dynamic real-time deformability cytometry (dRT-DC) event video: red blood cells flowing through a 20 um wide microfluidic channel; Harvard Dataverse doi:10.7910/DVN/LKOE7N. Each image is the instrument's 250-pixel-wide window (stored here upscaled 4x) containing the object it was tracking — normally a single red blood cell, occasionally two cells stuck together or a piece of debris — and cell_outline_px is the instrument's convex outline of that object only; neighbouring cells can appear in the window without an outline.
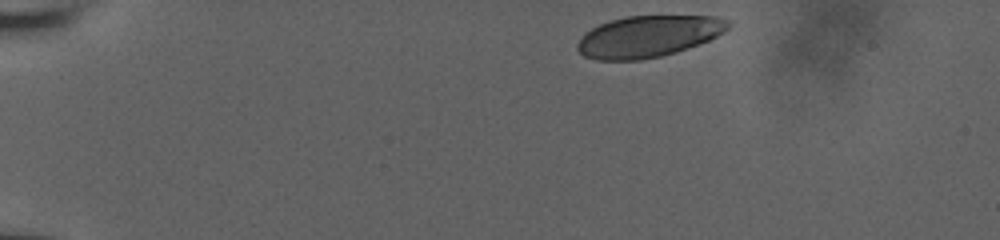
{"species": "human", "species_latin": "Homo sapiens", "temperature_condition": "room temperature", "stored_images_in_passage": 39, "camera_frame_rate_fps": 3000, "um_per_image_px": 0.085, "donor": {"sex": "male"}, "frame": {"image": 1, "passage_image": 1, "time_ms": 0.0, "image_size_px": [1000, 240], "cell_outline_px": [[732, 24], [724, 32], [708, 40], [676, 52], [660, 56], [640, 60], [596, 60], [584, 56], [576, 48], [576, 44], [584, 32], [600, 24], [624, 16], [720, 16], [732, 20]], "centroid_in_image_um": [55.12, 3.08], "position_along_channel_um": 29.9, "area_um2": 36.59}}
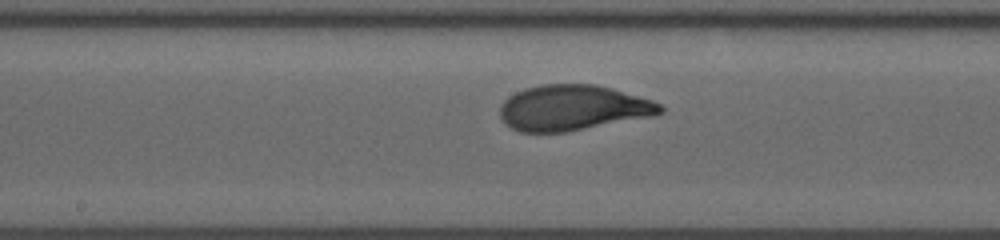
{"frame": {"image": 2, "passage_image": 22, "time_ms": 7.0, "image_size_px": [1000, 240], "cell_outline_px": [[664, 112], [656, 116], [564, 132], [520, 132], [512, 128], [500, 116], [500, 104], [508, 96], [524, 88], [540, 84], [596, 84], [612, 88], [652, 100], [660, 104], [664, 108]], "centroid_in_image_um": [48.71, 9.15], "position_along_channel_um": 199.5, "area_um2": 42.66}}
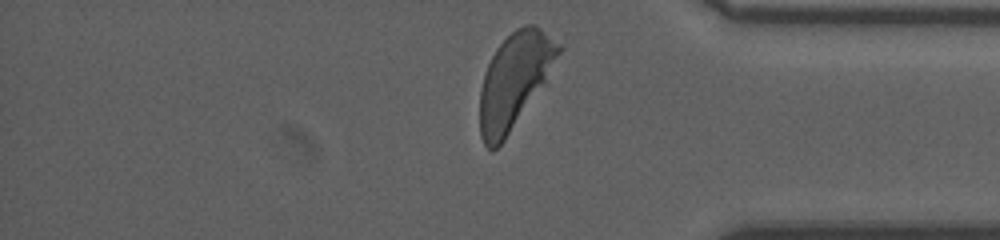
{"frame": {"image": 3, "passage_image": 38, "time_ms": 12.333, "image_size_px": [1000, 240], "cell_outline_px": [[560, 52], [544, 84], [504, 140], [492, 152], [484, 144], [480, 136], [480, 92], [484, 76], [488, 64], [496, 48], [516, 28], [524, 24], [536, 24], [560, 44]], "centroid_in_image_um": [43.72, 6.84], "position_along_channel_um": 391.5, "area_um2": 42.83}, "authors_computed_cell_mechanics": {"area_um2": 41.7894, "velocity_mm_per_s": 3.8183, "shape_relaxation_time_tau1_ms": 3.991, "shape_relaxation_time_tau2_ms": null, "deformation_change_tau1": 0.1818, "deformation_change_tau2": null}}